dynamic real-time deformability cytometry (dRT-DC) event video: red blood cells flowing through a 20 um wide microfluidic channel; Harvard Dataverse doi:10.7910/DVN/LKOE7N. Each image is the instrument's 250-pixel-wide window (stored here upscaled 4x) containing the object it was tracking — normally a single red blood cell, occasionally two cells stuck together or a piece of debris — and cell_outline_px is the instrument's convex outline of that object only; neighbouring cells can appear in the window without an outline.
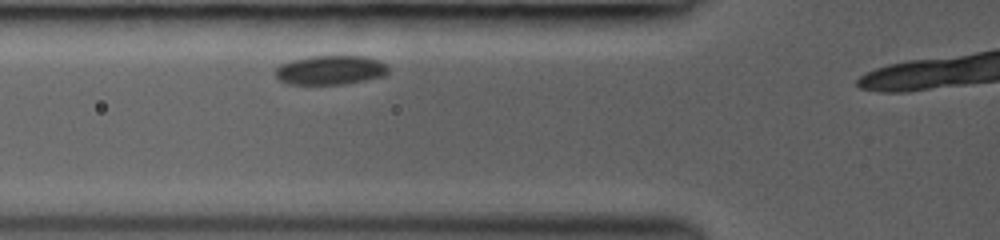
{"species": "common noctule bat (a hibernating species)", "species_latin": "Nyctalus noctula", "temperature_condition": "room temperature", "stored_images_in_passage": 3, "camera_frame_rate_fps": 3000, "um_per_image_px": 0.085, "animal": {"sex": "female", "body_mass_g": 19.0, "forearm_length_mm": 53.3}, "frame": {"image": 1, "passage_image": 2, "time_ms": 1.0, "image_size_px": [1000, 240], "cell_outline_px": [[388, 72], [384, 76], [344, 84], [288, 84], [280, 80], [276, 76], [276, 68], [280, 64], [292, 60], [308, 56], [364, 56], [380, 60], [388, 68]], "centroid_in_image_um": [28.08, 5.95], "position_along_channel_um": 97.7, "area_um2": 19.19}}